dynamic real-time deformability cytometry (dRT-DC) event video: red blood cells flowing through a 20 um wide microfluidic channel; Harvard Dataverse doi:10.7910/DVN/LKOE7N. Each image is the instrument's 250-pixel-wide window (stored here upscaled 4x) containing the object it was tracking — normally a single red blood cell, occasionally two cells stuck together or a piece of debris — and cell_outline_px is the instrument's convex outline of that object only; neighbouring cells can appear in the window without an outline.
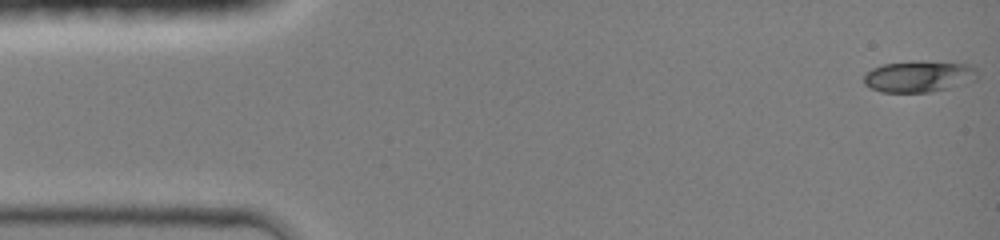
{"species": "common noctule bat (a hibernating species)", "species_latin": "Nyctalus noctula", "temperature_condition": "room temperature", "stored_images_in_passage": 45, "camera_frame_rate_fps": 3000, "um_per_image_px": 0.085, "animal": {"sex": "female", "body_mass_g": 19.0, "forearm_length_mm": 51.5}, "frame": {"image": 1, "passage_image": 1, "time_ms": 0.0, "image_size_px": [1000, 240], "cell_outline_px": [[976, 80], [948, 88], [928, 92], [880, 92], [864, 84], [864, 72], [872, 68], [884, 64], [912, 60], [924, 60], [972, 64], [976, 68]], "centroid_in_image_um": [78.1, 6.47], "position_along_channel_um": 6.9, "area_um2": 21.15}}
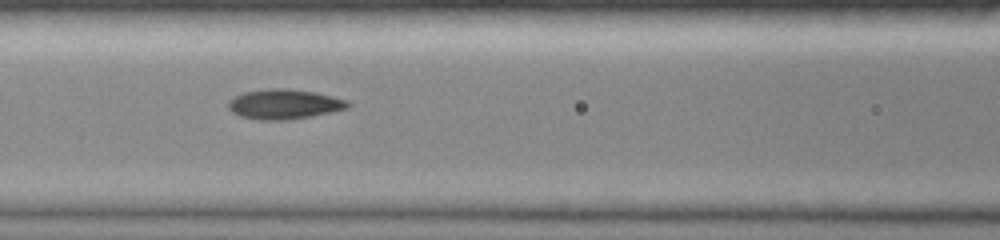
{"frame": {"image": 2, "passage_image": 19, "time_ms": 6.0, "image_size_px": [1000, 240], "cell_outline_px": [[352, 104], [348, 108], [332, 112], [288, 120], [260, 120], [240, 116], [232, 112], [228, 108], [228, 100], [244, 92], [272, 88], [288, 88], [316, 92], [348, 100]], "centroid_in_image_um": [24.18, 8.85], "position_along_channel_um": 142.4, "area_um2": 20.92}}
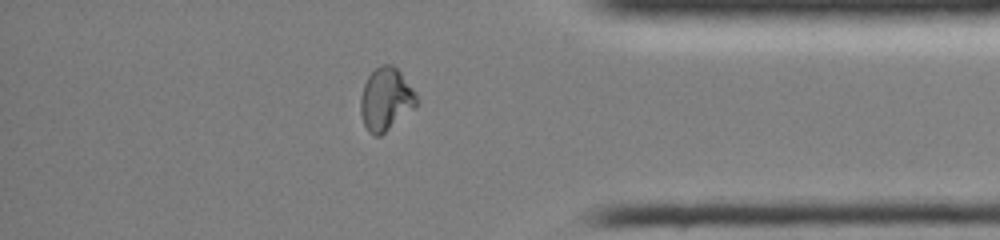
{"frame": {"image": 3, "passage_image": 38, "time_ms": 12.333, "image_size_px": [1000, 240], "cell_outline_px": [[416, 104], [412, 108], [380, 136], [372, 136], [368, 132], [364, 124], [360, 112], [360, 96], [364, 84], [368, 76], [380, 64], [392, 64], [400, 72], [412, 88], [416, 96]], "centroid_in_image_um": [32.74, 8.42], "position_along_channel_um": 402.5, "area_um2": 20.06}, "authors_computed_cell_mechanics": {"area_um2": 19.7676, "velocity_mm_per_s": 4.2605, "shape_relaxation_time_tau1_ms": 3.7675, "shape_relaxation_time_tau2_ms": 1.6014, "deformation_change_tau1": 0.1832, "deformation_change_tau2": 0.0601}}